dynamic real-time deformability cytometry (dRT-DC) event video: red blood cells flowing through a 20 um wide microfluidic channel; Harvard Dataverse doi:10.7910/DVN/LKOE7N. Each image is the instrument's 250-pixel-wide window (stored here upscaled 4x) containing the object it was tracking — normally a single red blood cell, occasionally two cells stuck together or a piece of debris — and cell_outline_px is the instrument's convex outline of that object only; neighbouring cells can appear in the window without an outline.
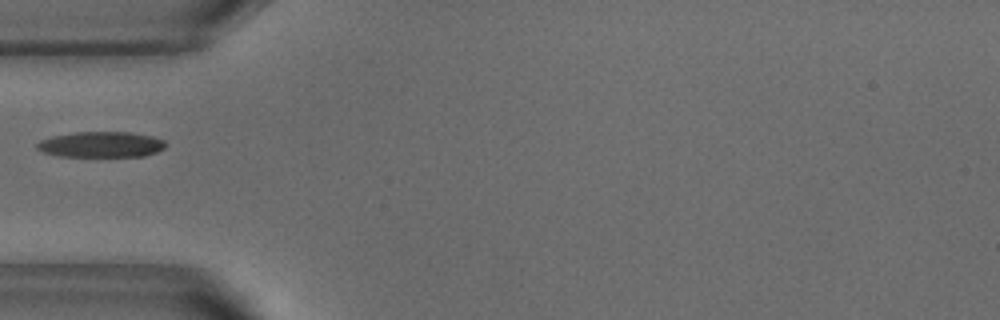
{"species": "common noctule bat (a hibernating species)", "species_latin": "Nyctalus noctula", "temperature_condition": "warm", "stored_images_in_passage": 37, "camera_frame_rate_fps": 3000, "um_per_image_px": 0.085, "animal": {"sex": "male", "body_mass_g": 18.8}, "frame": {"image": 1, "passage_image": 1, "time_ms": 0.0, "image_size_px": [1000, 320], "cell_outline_px": [[164, 148], [156, 152], [144, 156], [60, 156], [44, 152], [36, 148], [36, 144], [40, 140], [52, 136], [76, 132], [128, 132], [152, 136], [164, 140]], "centroid_in_image_um": [8.58, 12.28], "position_along_channel_um": 76.4, "area_um2": 19.07}}
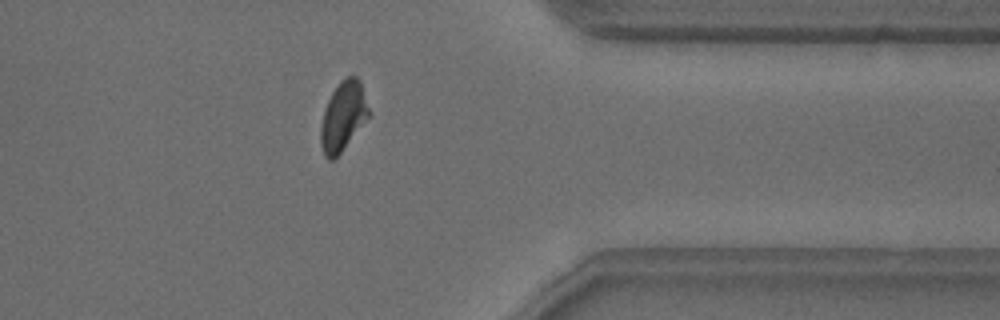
{"frame": {"image": 2, "passage_image": 26, "time_ms": 8.333, "image_size_px": [1000, 320], "cell_outline_px": [[372, 116], [340, 152], [332, 160], [328, 160], [324, 156], [320, 144], [320, 124], [324, 108], [332, 92], [340, 80], [348, 76], [356, 76], [360, 80], [372, 112]], "centroid_in_image_um": [29.2, 9.87], "position_along_channel_um": 382.2, "area_um2": 19.94}}
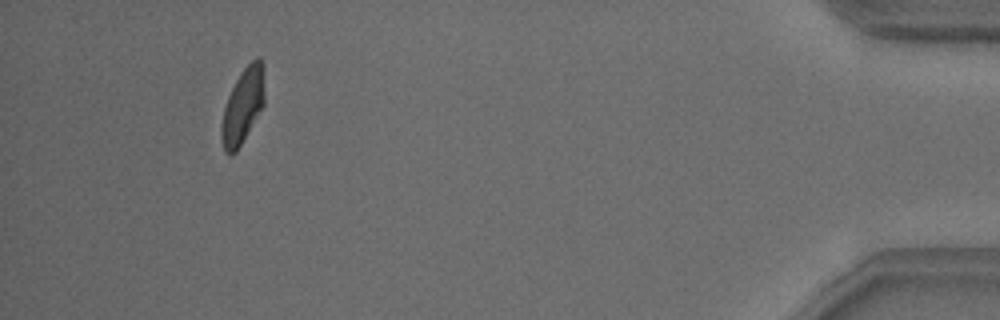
{"frame": {"image": 3, "passage_image": 33, "time_ms": 10.667, "image_size_px": [1000, 320], "cell_outline_px": [[264, 104], [236, 152], [232, 156], [228, 156], [224, 152], [220, 136], [220, 124], [224, 108], [228, 96], [236, 80], [244, 68], [256, 56], [260, 56], [264, 64]], "centroid_in_image_um": [20.63, 9.01], "position_along_channel_um": 414.6, "area_um2": 19.07}}